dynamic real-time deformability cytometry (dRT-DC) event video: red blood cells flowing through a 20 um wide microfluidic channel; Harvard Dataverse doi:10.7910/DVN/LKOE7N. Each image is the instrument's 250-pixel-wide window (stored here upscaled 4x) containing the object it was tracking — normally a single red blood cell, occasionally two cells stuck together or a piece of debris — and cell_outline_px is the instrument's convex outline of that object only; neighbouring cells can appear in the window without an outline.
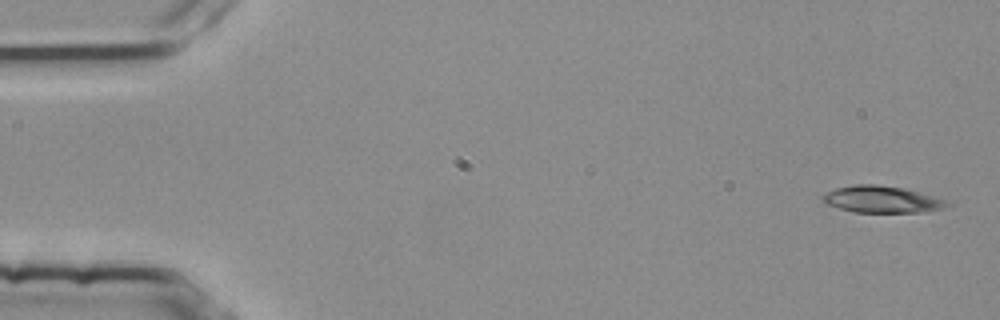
{"species": "common noctule bat (a hibernating species)", "species_latin": "Nyctalus noctula", "temperature_condition": "room temperature", "stored_images_in_passage": 4, "camera_frame_rate_fps": 3000, "um_per_image_px": 0.085, "animal": {"sex": "female", "body_mass_g": 25.1}, "frame": {"image": 1, "passage_image": 1, "time_ms": 0.0, "image_size_px": [1000, 320], "cell_outline_px": [[952, 204], [944, 208], [920, 212], [852, 212], [824, 204], [824, 196], [828, 192], [836, 188], [856, 184], [876, 184], [904, 188], [932, 196], [944, 200]], "centroid_in_image_um": [74.94, 16.95], "position_along_channel_um": 10.1, "area_um2": 19.19}}
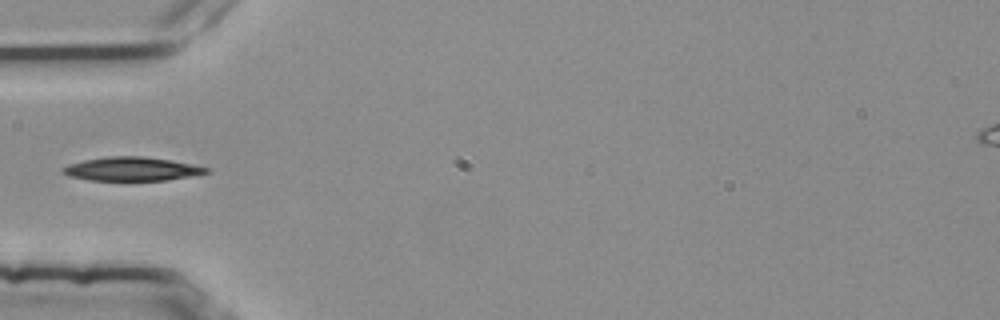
{"frame": {"image": 2, "passage_image": 4, "time_ms": 1.0, "image_size_px": [1000, 320], "cell_outline_px": [[212, 172], [168, 180], [88, 180], [68, 176], [60, 172], [60, 168], [68, 164], [84, 160], [108, 156], [144, 156], [172, 160], [208, 168]], "centroid_in_image_um": [11.15, 14.36], "position_along_channel_um": 73.8, "area_um2": 19.94}}